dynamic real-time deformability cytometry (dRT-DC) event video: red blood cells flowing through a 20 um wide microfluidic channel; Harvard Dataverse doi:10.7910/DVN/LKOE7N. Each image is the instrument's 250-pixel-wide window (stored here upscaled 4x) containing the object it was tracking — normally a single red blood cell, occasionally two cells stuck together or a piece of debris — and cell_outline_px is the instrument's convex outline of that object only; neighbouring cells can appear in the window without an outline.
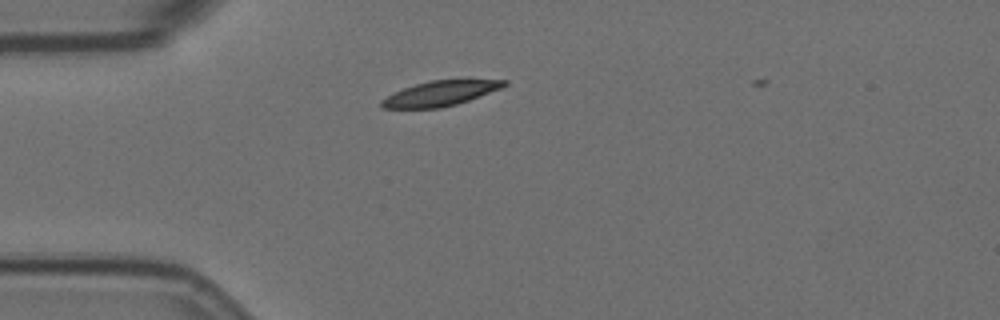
{"species": "Egyptian fruit bat (a non-hibernating species)", "species_latin": "Rousettus aegyptiacus", "temperature_condition": "room temperature", "stored_images_in_passage": 38, "camera_frame_rate_fps": 3000, "um_per_image_px": 0.085, "animal": {"sex": "female"}, "frame": {"image": 1, "passage_image": 2, "time_ms": 0.333, "image_size_px": [1000, 320], "cell_outline_px": [[508, 84], [500, 88], [468, 100], [456, 104], [440, 108], [380, 108], [380, 100], [404, 88], [416, 84], [432, 80], [508, 80]], "centroid_in_image_um": [37.39, 7.95], "position_along_channel_um": 47.6, "area_um2": 17.46}}
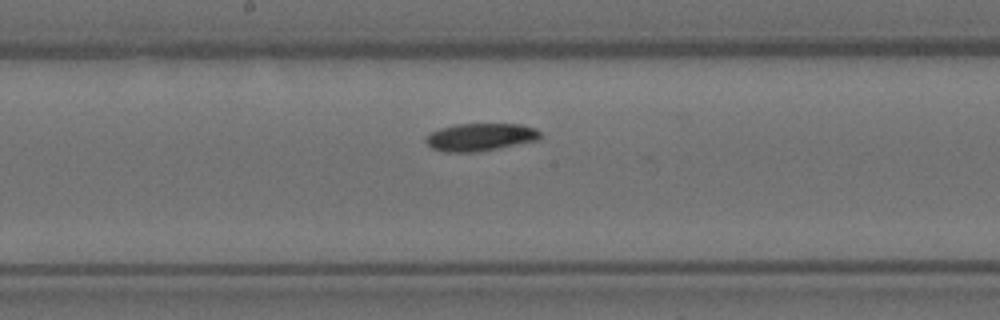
{"frame": {"image": 2, "passage_image": 17, "time_ms": 5.333, "image_size_px": [1000, 320], "cell_outline_px": [[540, 140], [500, 148], [476, 152], [444, 152], [432, 148], [424, 140], [432, 132], [440, 128], [456, 124], [520, 124], [536, 128], [540, 132]], "centroid_in_image_um": [40.86, 11.65], "position_along_channel_um": 207.3, "area_um2": 18.5}}
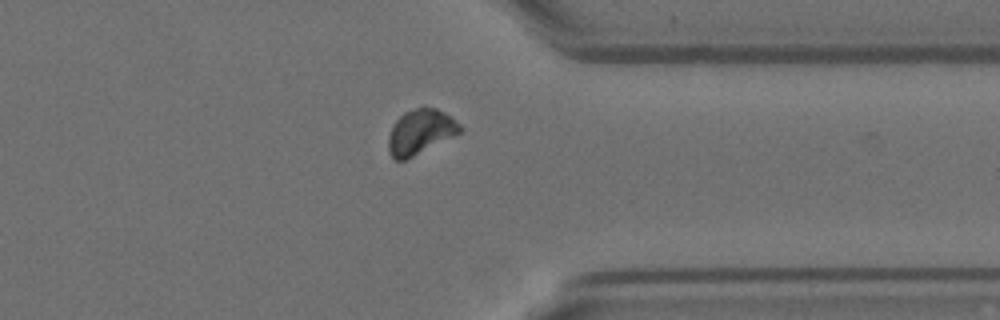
{"frame": {"image": 3, "passage_image": 32, "time_ms": 10.333, "image_size_px": [1000, 320], "cell_outline_px": [[464, 128], [460, 132], [404, 160], [396, 160], [388, 152], [388, 136], [392, 124], [404, 112], [416, 108], [436, 108], [452, 116]], "centroid_in_image_um": [35.71, 11.18], "position_along_channel_um": 375.7, "area_um2": 18.44}}